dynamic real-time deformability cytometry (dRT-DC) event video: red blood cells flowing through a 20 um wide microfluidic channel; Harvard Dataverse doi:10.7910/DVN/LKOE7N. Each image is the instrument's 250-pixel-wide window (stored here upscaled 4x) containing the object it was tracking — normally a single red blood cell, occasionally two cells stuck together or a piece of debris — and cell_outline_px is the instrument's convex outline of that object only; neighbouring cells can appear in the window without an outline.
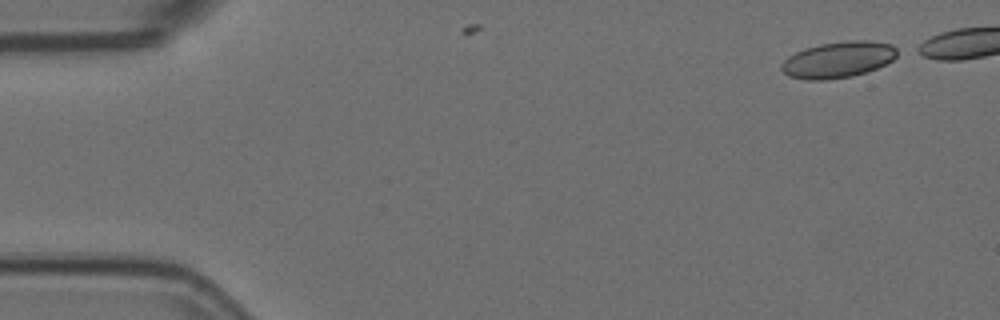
{"species": "Egyptian fruit bat (a non-hibernating species)", "species_latin": "Rousettus aegyptiacus", "temperature_condition": "room temperature", "stored_images_in_passage": 4, "camera_frame_rate_fps": 3000, "um_per_image_px": 0.085, "animal": {"sex": "female"}, "frame": {"image": 1, "passage_image": 1, "time_ms": 0.0, "image_size_px": [1000, 320], "cell_outline_px": [[904, 52], [892, 60], [876, 68], [852, 76], [824, 80], [808, 80], [788, 76], [780, 68], [780, 64], [788, 56], [804, 48], [820, 44], [848, 40], [868, 40], [892, 44], [900, 48]], "centroid_in_image_um": [71.29, 5.05], "position_along_channel_um": 13.7, "area_um2": 24.74}}